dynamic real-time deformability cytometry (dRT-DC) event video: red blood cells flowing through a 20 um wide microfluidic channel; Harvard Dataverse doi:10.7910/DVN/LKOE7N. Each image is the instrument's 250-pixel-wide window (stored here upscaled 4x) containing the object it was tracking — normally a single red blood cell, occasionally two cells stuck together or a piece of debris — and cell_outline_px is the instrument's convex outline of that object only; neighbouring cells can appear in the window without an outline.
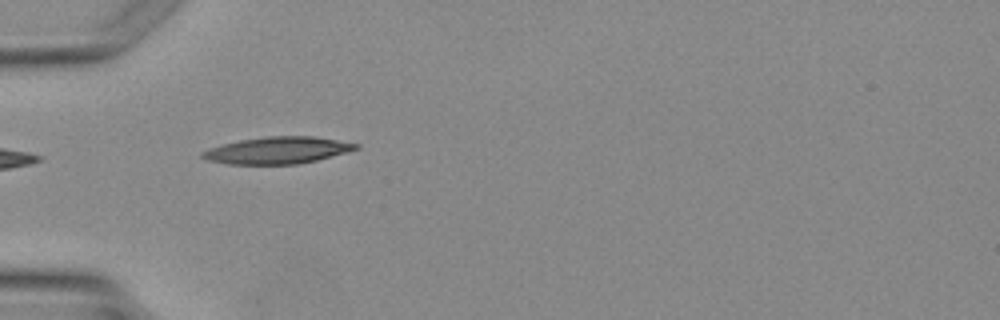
{"species": "Egyptian fruit bat (a non-hibernating species)", "species_latin": "Rousettus aegyptiacus", "temperature_condition": "warm", "stored_images_in_passage": 3, "camera_frame_rate_fps": 3000, "um_per_image_px": 0.085, "animal": {"sex": "female"}, "frame": {"image": 1, "passage_image": 2, "time_ms": 1.333, "image_size_px": [1000, 320], "cell_outline_px": [[360, 148], [348, 152], [300, 164], [228, 164], [208, 160], [200, 156], [200, 152], [224, 144], [240, 140], [268, 136], [312, 136], [360, 144]], "centroid_in_image_um": [23.62, 12.78], "position_along_channel_um": 61.4, "area_um2": 23.87}}
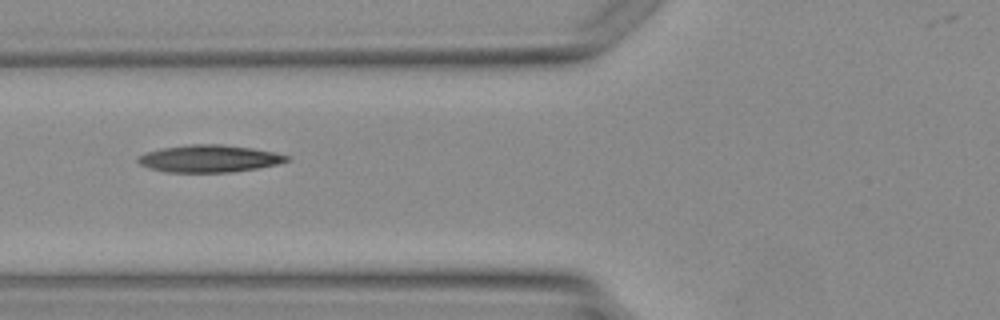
{"frame": {"image": 2, "passage_image": 3, "time_ms": 2.333, "image_size_px": [1000, 320], "cell_outline_px": [[292, 156], [288, 160], [276, 164], [256, 168], [232, 172], [168, 172], [152, 168], [140, 164], [136, 160], [140, 156], [148, 152], [160, 148], [188, 144], [220, 144], [252, 148], [276, 152]], "centroid_in_image_um": [17.81, 13.47], "position_along_channel_um": 108.0, "area_um2": 23.47}}